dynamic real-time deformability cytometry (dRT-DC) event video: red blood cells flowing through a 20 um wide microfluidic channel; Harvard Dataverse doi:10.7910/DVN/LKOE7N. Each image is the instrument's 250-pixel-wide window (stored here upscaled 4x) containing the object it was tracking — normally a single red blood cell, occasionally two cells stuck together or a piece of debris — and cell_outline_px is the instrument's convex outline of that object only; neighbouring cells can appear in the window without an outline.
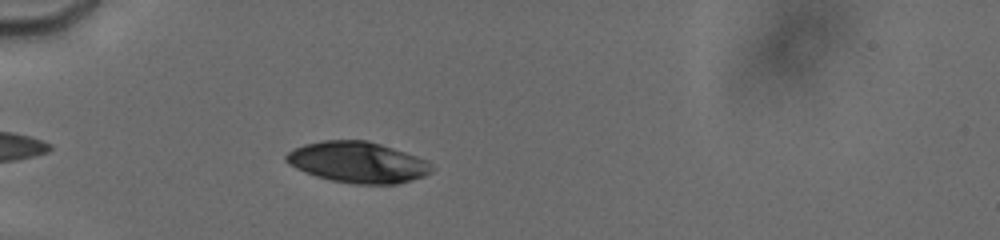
{"species": "human", "species_latin": "Homo sapiens", "temperature_condition": "cold", "stored_images_in_passage": 68, "camera_frame_rate_fps": 3000, "um_per_image_px": 0.085, "donor": {"sex": "male"}, "frame": {"image": 1, "passage_image": 9, "time_ms": 1.333, "image_size_px": [1000, 240], "cell_outline_px": [[436, 168], [432, 172], [424, 176], [412, 180], [396, 184], [352, 184], [332, 180], [316, 176], [296, 168], [288, 164], [284, 160], [284, 156], [288, 152], [304, 144], [324, 140], [368, 140], [428, 160]], "centroid_in_image_um": [30.43, 13.8], "position_along_channel_um": 54.6, "area_um2": 34.85}}
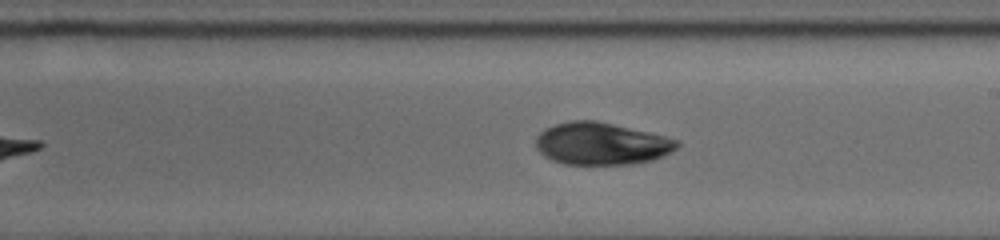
{"frame": {"image": 2, "passage_image": 39, "time_ms": 6.667, "image_size_px": [1000, 240], "cell_outline_px": [[680, 144], [676, 148], [652, 160], [632, 164], [564, 164], [552, 160], [544, 156], [536, 148], [536, 136], [544, 128], [568, 120], [596, 120], [648, 132], [680, 140]], "centroid_in_image_um": [51.07, 12.2], "position_along_channel_um": 237.9, "area_um2": 34.68}}
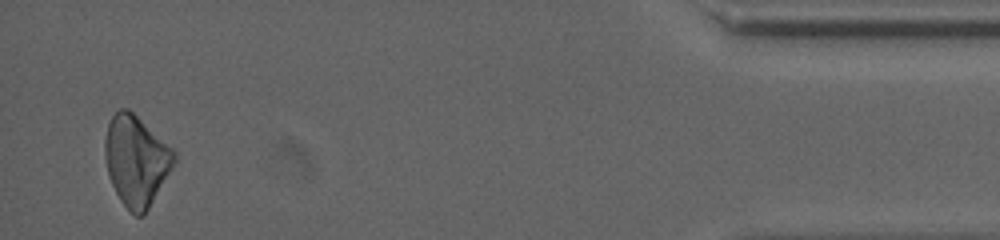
{"frame": {"image": 3, "passage_image": 66, "time_ms": 13.333, "image_size_px": [1000, 240], "cell_outline_px": [[176, 160], [144, 216], [136, 216], [120, 200], [108, 176], [104, 156], [104, 140], [108, 124], [112, 116], [120, 108], [128, 108], [172, 148], [176, 152]], "centroid_in_image_um": [11.55, 13.64], "position_along_channel_um": 423.6, "area_um2": 36.07}, "authors_computed_cell_mechanics": {"area_um2": 34.969, "velocity_mm_per_s": 3.7958, "shape_relaxation_time_tau1_ms": 6.0696, "shape_relaxation_time_tau2_ms": 6.5703, "deformation_change_tau1": 0.1364, "deformation_change_tau2": 0.0721}}